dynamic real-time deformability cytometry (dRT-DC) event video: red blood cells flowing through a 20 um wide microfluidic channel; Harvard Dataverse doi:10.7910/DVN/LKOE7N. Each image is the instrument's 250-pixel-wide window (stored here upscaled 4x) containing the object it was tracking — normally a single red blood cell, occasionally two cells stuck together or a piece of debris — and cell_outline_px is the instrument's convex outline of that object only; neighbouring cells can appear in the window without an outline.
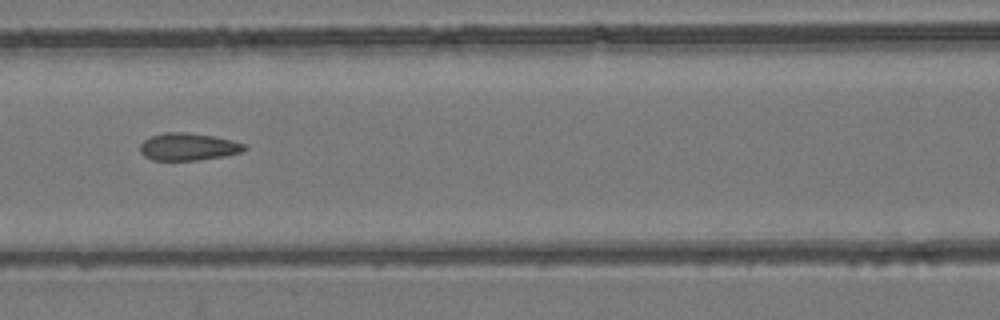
{"species": "common noctule bat (a hibernating species)", "species_latin": "Nyctalus noctula", "temperature_condition": "room temperature", "stored_images_in_passage": 9, "camera_frame_rate_fps": 3000, "um_per_image_px": 0.085, "animal": {"sex": "female", "body_mass_g": 24.6, "forearm_length_mm": 56.2}, "frame": {"image": 1, "passage_image": 8, "time_ms": 8.0, "image_size_px": [1000, 320], "cell_outline_px": [[248, 148], [244, 152], [224, 156], [200, 160], [152, 160], [144, 156], [140, 152], [140, 144], [144, 140], [152, 136], [164, 132], [184, 132], [212, 136], [232, 140], [248, 144]], "centroid_in_image_um": [16.04, 12.48], "position_along_channel_um": 150.6, "area_um2": 16.82}}
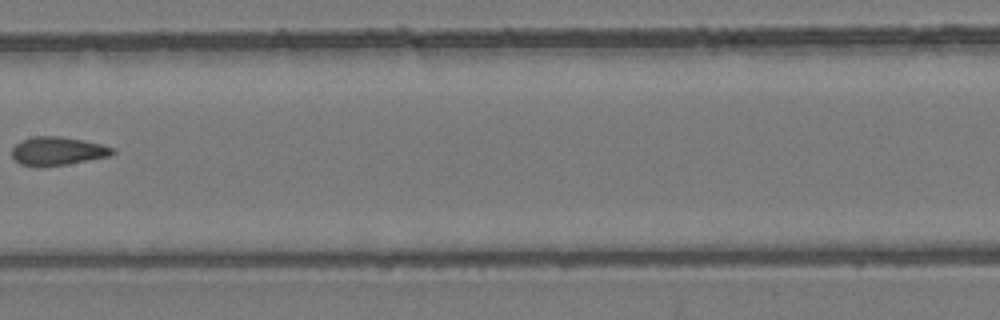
{"frame": {"image": 2, "passage_image": 9, "time_ms": 9.333, "image_size_px": [1000, 320], "cell_outline_px": [[116, 152], [108, 156], [64, 164], [40, 168], [20, 164], [12, 156], [12, 148], [20, 140], [32, 136], [60, 136], [84, 140], [116, 148]], "centroid_in_image_um": [4.86, 12.83], "position_along_channel_um": 202.5, "area_um2": 16.76}}